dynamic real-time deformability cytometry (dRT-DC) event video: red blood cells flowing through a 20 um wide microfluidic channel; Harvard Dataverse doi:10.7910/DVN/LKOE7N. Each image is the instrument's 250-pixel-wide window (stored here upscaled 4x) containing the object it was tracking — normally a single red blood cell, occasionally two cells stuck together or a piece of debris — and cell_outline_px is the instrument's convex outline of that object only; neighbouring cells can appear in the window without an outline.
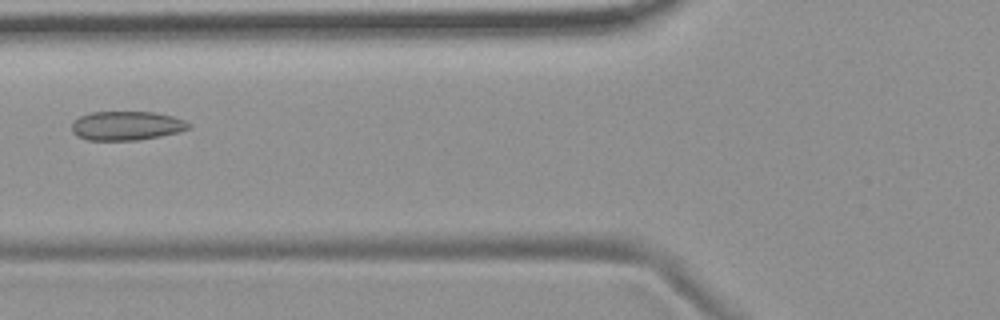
{"species": "common noctule bat (a hibernating species)", "species_latin": "Nyctalus noctula", "temperature_condition": "room temperature", "stored_images_in_passage": 6, "camera_frame_rate_fps": 3000, "um_per_image_px": 0.085, "animal": {"sex": "female", "body_mass_g": 19.9}, "frame": {"image": 1, "passage_image": 6, "time_ms": 7.0, "image_size_px": [1000, 320], "cell_outline_px": [[192, 128], [180, 132], [140, 140], [84, 140], [76, 136], [72, 132], [72, 124], [80, 116], [92, 112], [152, 112], [172, 116], [184, 120], [192, 124]], "centroid_in_image_um": [10.78, 10.7], "position_along_channel_um": 115.0, "area_um2": 19.94}}